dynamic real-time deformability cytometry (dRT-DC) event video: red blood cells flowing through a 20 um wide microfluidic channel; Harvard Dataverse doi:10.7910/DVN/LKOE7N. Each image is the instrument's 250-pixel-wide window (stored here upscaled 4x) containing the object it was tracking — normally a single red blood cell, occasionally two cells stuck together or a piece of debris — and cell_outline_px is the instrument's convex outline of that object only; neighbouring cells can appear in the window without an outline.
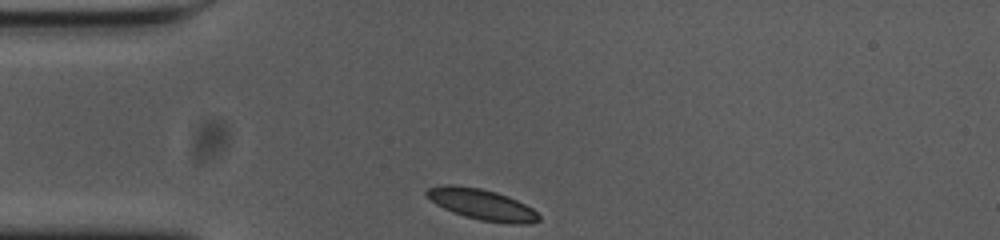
{"species": "common noctule bat (a hibernating species)", "species_latin": "Nyctalus noctula", "temperature_condition": "cold", "stored_images_in_passage": 31, "camera_frame_rate_fps": 3000, "um_per_image_px": 0.085, "animal": {"sex": "female", "body_mass_g": 23.0, "forearm_length_mm": 53.4}, "frame": {"image": 1, "passage_image": 1, "time_ms": 0.0, "image_size_px": [1000, 240], "cell_outline_px": [[540, 220], [532, 224], [512, 224], [480, 220], [464, 216], [452, 212], [436, 204], [424, 196], [424, 192], [428, 188], [448, 184], [480, 188], [496, 192], [508, 196], [532, 208], [540, 216]], "centroid_in_image_um": [40.95, 17.39], "position_along_channel_um": 44.1, "area_um2": 20.23}}
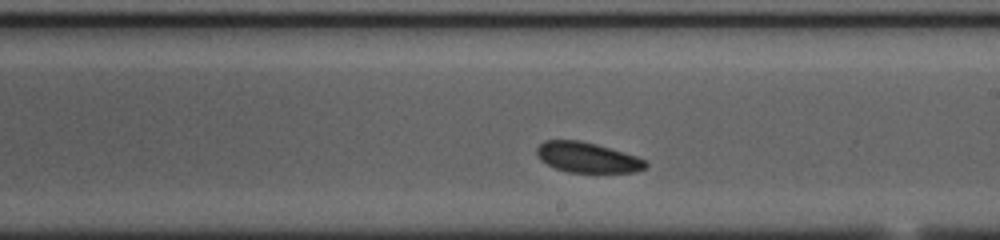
{"frame": {"image": 2, "passage_image": 19, "time_ms": 6.0, "image_size_px": [1000, 240], "cell_outline_px": [[648, 168], [636, 172], [568, 172], [556, 168], [540, 160], [536, 152], [536, 148], [544, 140], [580, 140], [596, 144], [636, 156], [648, 160]], "centroid_in_image_um": [49.95, 13.38], "position_along_channel_um": 239.0, "area_um2": 19.25}}
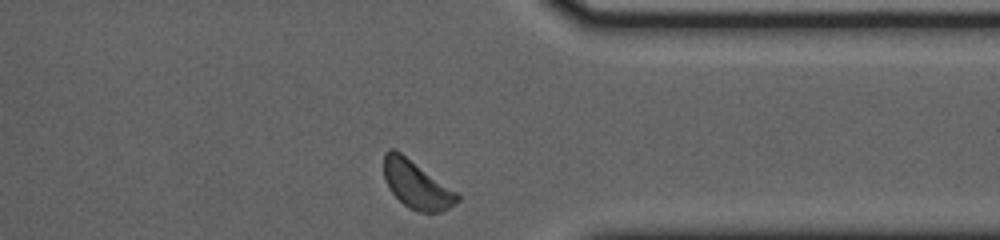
{"frame": {"image": 3, "passage_image": 31, "time_ms": 10.0, "image_size_px": [1000, 240], "cell_outline_px": [[460, 200], [456, 204], [440, 212], [416, 212], [408, 208], [392, 192], [384, 176], [384, 152], [388, 148], [392, 148], [400, 152], [456, 192], [460, 196]], "centroid_in_image_um": [35.4, 15.71], "position_along_channel_um": 376.0, "area_um2": 20.06}, "authors_computed_cell_mechanics": {"area_um2": 19.7676, "velocity_mm_per_s": 3.5854, "shape_relaxation_time_tau1_ms": 1.4412, "shape_relaxation_time_tau2_ms": 4.194, "deformation_change_tau1": 0.0315, "deformation_change_tau2": 0.0861}}